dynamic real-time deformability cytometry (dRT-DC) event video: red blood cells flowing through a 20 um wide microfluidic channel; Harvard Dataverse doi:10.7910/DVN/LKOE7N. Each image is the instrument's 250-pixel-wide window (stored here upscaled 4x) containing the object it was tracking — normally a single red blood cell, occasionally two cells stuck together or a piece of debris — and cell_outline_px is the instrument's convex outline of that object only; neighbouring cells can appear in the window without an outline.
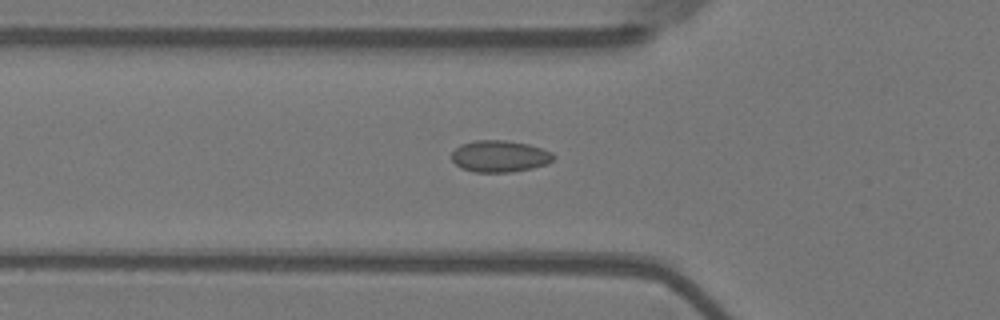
{"species": "Egyptian fruit bat (a non-hibernating species)", "species_latin": "Rousettus aegyptiacus", "temperature_condition": "warm", "stored_images_in_passage": 48, "camera_frame_rate_fps": 3000, "um_per_image_px": 0.085, "animal": {"sex": "female"}, "frame": {"image": 1, "passage_image": 14, "time_ms": 4.333, "image_size_px": [1000, 320], "cell_outline_px": [[556, 156], [548, 164], [532, 168], [512, 172], [472, 172], [460, 168], [452, 160], [452, 152], [460, 144], [472, 140], [504, 140], [528, 144], [552, 152]], "centroid_in_image_um": [42.46, 13.28], "position_along_channel_um": 83.3, "area_um2": 18.96}}
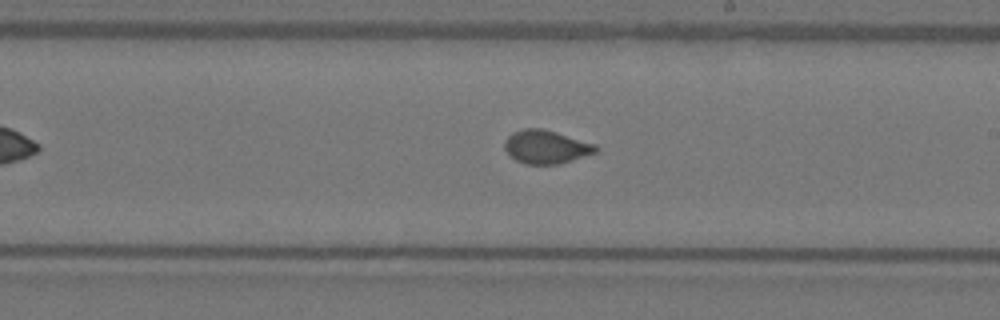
{"frame": {"image": 2, "passage_image": 27, "time_ms": 8.667, "image_size_px": [1000, 320], "cell_outline_px": [[600, 148], [596, 152], [560, 164], [524, 164], [516, 160], [504, 148], [504, 140], [512, 132], [524, 128], [544, 128], [596, 144]], "centroid_in_image_um": [46.42, 12.47], "position_along_channel_um": 242.6, "area_um2": 17.86}}
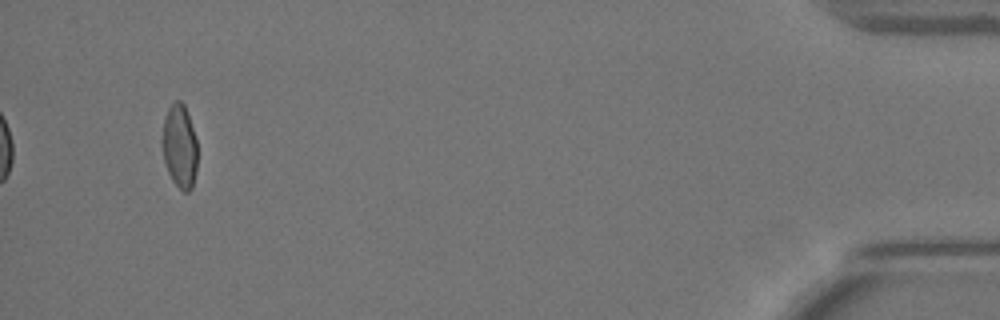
{"frame": {"image": 3, "passage_image": 48, "time_ms": 15.667, "image_size_px": [1000, 320], "cell_outline_px": [[196, 172], [192, 188], [188, 192], [184, 192], [172, 180], [168, 172], [164, 160], [164, 116], [168, 108], [176, 100], [180, 100], [184, 104], [196, 140]], "centroid_in_image_um": [15.28, 12.45], "position_along_channel_um": 419.9, "area_um2": 16.59}}